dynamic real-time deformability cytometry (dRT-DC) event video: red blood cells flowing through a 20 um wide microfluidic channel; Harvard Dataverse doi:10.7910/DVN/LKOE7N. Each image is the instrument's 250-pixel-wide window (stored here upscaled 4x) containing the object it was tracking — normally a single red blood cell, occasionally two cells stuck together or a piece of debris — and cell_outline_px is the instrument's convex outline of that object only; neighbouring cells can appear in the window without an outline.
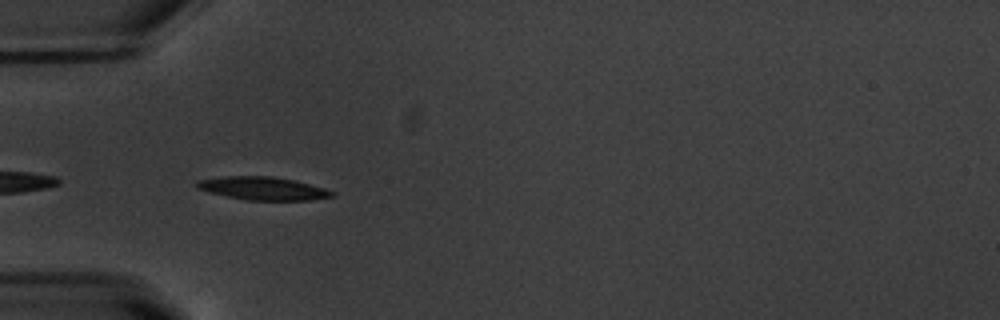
{"species": "common noctule bat (a hibernating species)", "species_latin": "Nyctalus noctula", "temperature_condition": "warm", "stored_images_in_passage": 5, "camera_frame_rate_fps": 3000, "um_per_image_px": 0.085, "animal": {"sex": "male", "body_mass_g": 20.1, "forearm_length_mm": 53.5}, "frame": {"image": 1, "passage_image": 2, "time_ms": 0.333, "image_size_px": [1000, 320], "cell_outline_px": [[336, 192], [332, 196], [308, 200], [248, 200], [208, 192], [196, 188], [196, 180], [224, 176], [272, 176], [292, 180], [324, 188]], "centroid_in_image_um": [22.3, 16.01], "position_along_channel_um": 62.7, "area_um2": 17.98}}